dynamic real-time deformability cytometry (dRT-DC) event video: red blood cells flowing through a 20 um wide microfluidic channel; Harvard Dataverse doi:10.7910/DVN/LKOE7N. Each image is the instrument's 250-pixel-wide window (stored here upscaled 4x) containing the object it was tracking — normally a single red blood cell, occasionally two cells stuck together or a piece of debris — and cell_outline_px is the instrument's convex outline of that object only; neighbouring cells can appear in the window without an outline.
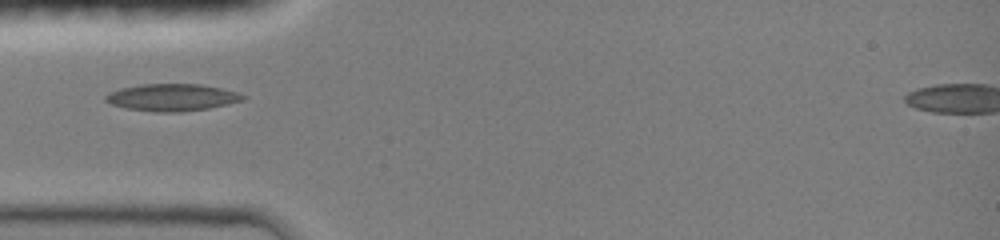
{"species": "common noctule bat (a hibernating species)", "species_latin": "Nyctalus noctula", "temperature_condition": "room temperature", "stored_images_in_passage": 8, "camera_frame_rate_fps": 3000, "um_per_image_px": 0.085, "animal": {"sex": "female", "body_mass_g": 19.0, "forearm_length_mm": 51.5}, "frame": {"image": 1, "passage_image": 1, "time_ms": 0.0, "image_size_px": [1000, 240], "cell_outline_px": [[244, 100], [228, 104], [208, 108], [180, 112], [156, 112], [124, 108], [112, 104], [104, 100], [104, 96], [108, 92], [120, 88], [140, 84], [200, 84], [220, 88], [236, 92], [244, 96]], "centroid_in_image_um": [14.56, 8.28], "position_along_channel_um": 70.4, "area_um2": 21.68}}
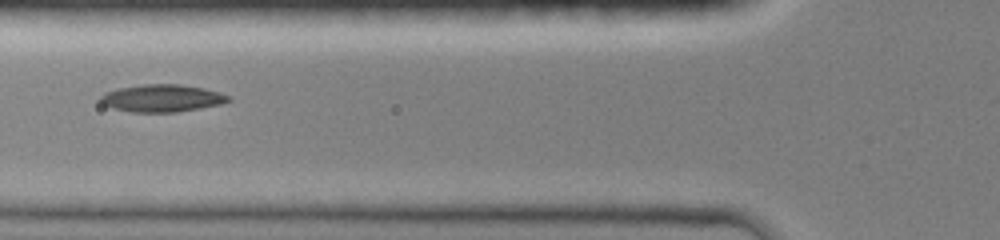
{"frame": {"image": 2, "passage_image": 7, "time_ms": 1.0, "image_size_px": [1000, 240], "cell_outline_px": [[232, 100], [220, 104], [200, 108], [176, 112], [132, 112], [116, 108], [104, 104], [100, 100], [100, 96], [104, 92], [116, 88], [144, 84], [180, 84], [204, 88], [220, 92], [228, 96]], "centroid_in_image_um": [13.77, 8.33], "position_along_channel_um": 112.0, "area_um2": 20.35}}